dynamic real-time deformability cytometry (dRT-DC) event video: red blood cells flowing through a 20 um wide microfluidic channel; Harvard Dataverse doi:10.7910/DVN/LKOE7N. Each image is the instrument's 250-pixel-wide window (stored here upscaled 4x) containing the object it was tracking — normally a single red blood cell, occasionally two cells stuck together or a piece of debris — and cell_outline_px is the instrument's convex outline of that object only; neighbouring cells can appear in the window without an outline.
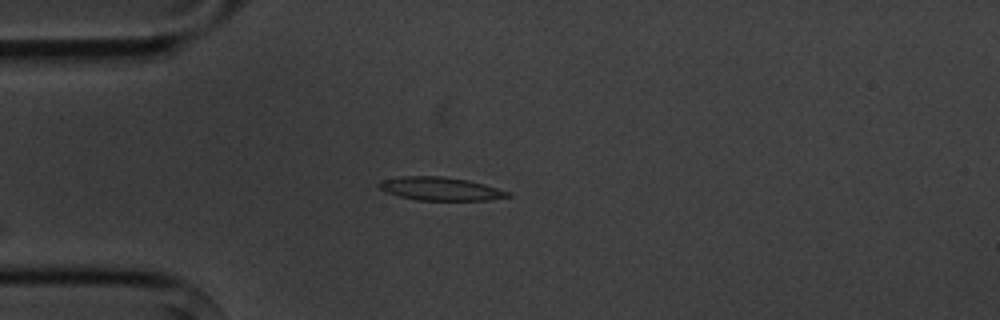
{"species": "common noctule bat (a hibernating species)", "species_latin": "Nyctalus noctula", "temperature_condition": "cold", "stored_images_in_passage": 5, "camera_frame_rate_fps": 3000, "um_per_image_px": 0.085, "animal": {"sex": "male", "body_mass_g": 20.1, "forearm_length_mm": 53.5}, "frame": {"image": 1, "passage_image": 5, "time_ms": 4.333, "image_size_px": [1000, 320], "cell_outline_px": [[512, 196], [488, 200], [416, 200], [384, 192], [376, 184], [380, 180], [400, 176], [440, 176], [468, 180], [484, 184], [512, 192]], "centroid_in_image_um": [37.42, 16.04], "position_along_channel_um": 47.6, "area_um2": 17.63}}